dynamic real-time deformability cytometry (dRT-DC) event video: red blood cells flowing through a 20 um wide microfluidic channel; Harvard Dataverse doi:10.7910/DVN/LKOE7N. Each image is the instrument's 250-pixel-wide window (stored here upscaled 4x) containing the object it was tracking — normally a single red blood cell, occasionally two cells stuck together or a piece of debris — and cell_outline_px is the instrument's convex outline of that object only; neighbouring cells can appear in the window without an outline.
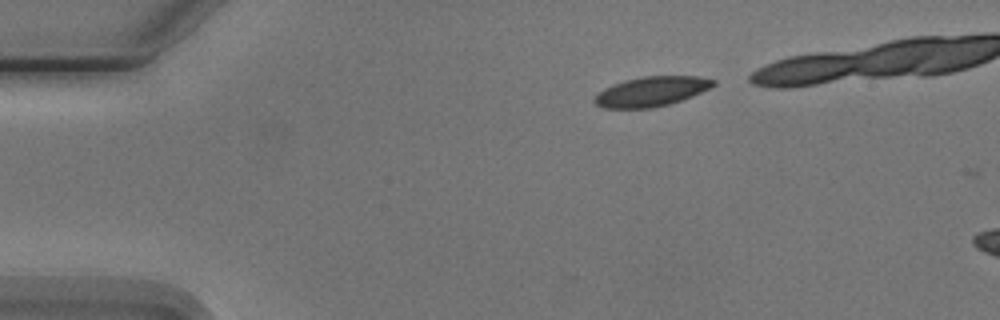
{"species": "Egyptian fruit bat (a non-hibernating species)", "species_latin": "Rousettus aegyptiacus", "temperature_condition": "cold", "stored_images_in_passage": 2, "camera_frame_rate_fps": 3000, "um_per_image_px": 0.085, "animal": {"sex": "male"}, "frame": {"image": 1, "passage_image": 1, "time_ms": 0.0, "image_size_px": [1000, 320], "cell_outline_px": [[716, 84], [692, 96], [668, 104], [652, 108], [604, 108], [596, 104], [592, 100], [604, 88], [612, 84], [624, 80], [644, 76], [700, 76], [716, 80]], "centroid_in_image_um": [55.36, 7.76], "position_along_channel_um": 29.6, "area_um2": 20.46}}